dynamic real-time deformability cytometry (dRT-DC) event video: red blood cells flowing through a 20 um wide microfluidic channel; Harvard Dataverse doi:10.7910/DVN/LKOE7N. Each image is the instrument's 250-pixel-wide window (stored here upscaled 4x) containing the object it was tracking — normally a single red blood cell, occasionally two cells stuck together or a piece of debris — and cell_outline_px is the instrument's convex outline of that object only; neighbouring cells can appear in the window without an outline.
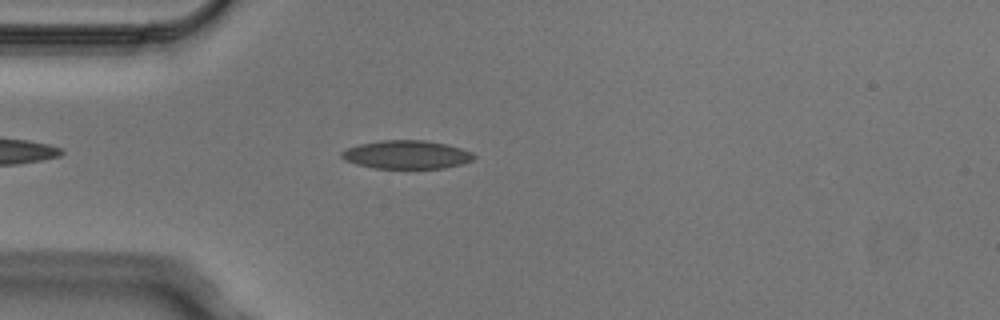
{"species": "Egyptian fruit bat (a non-hibernating species)", "species_latin": "Rousettus aegyptiacus", "temperature_condition": "cold", "stored_images_in_passage": 2, "camera_frame_rate_fps": 3000, "um_per_image_px": 0.085, "animal": {"sex": "male"}, "frame": {"image": 1, "passage_image": 2, "time_ms": 0.333, "image_size_px": [1000, 320], "cell_outline_px": [[476, 156], [472, 160], [460, 164], [444, 168], [372, 168], [356, 164], [344, 160], [340, 156], [340, 152], [348, 148], [360, 144], [380, 140], [424, 140], [448, 144], [472, 152]], "centroid_in_image_um": [34.54, 13.14], "position_along_channel_um": 50.5, "area_um2": 21.91}}